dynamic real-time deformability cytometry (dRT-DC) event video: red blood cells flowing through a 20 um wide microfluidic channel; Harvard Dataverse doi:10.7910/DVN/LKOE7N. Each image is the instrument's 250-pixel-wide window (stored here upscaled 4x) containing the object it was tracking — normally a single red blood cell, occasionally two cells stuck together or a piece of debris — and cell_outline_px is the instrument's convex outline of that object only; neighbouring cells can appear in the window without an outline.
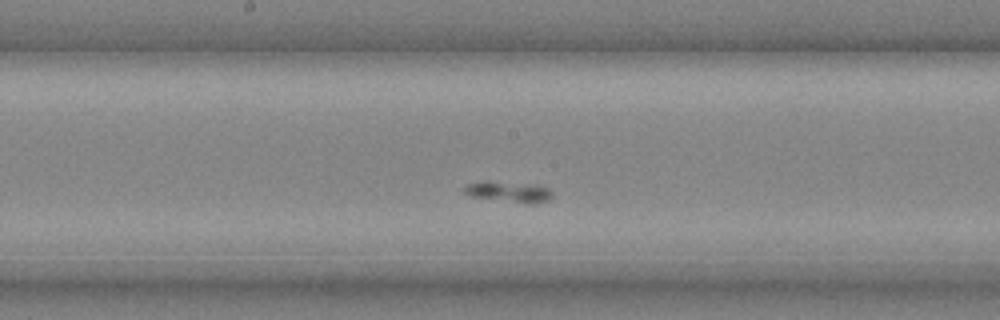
{"species": "common noctule bat (a hibernating species)", "species_latin": "Nyctalus noctula", "temperature_condition": "cold", "stored_images_in_passage": 25, "camera_frame_rate_fps": 3000, "um_per_image_px": 0.085, "animal": {"sex": "male", "body_mass_g": 20.4}, "frame": {"image": 1, "passage_image": 11, "time_ms": 3.333, "image_size_px": [1000, 320], "cell_outline_px": [[552, 196], [548, 200], [536, 204], [528, 204], [472, 196], [464, 192], [464, 188], [468, 184], [484, 180], [488, 180], [536, 184], [548, 188], [552, 192]], "centroid_in_image_um": [43.29, 16.28], "position_along_channel_um": 204.9, "area_um2": 10.81}}
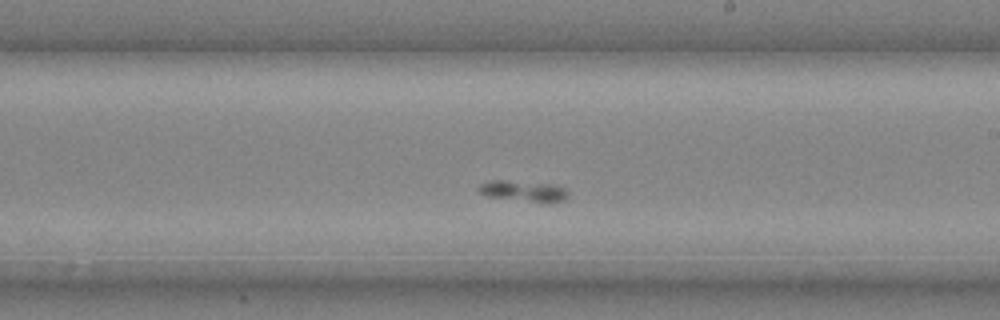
{"frame": {"image": 2, "passage_image": 13, "time_ms": 4.0, "image_size_px": [1000, 320], "cell_outline_px": [[568, 196], [564, 200], [548, 204], [544, 204], [488, 196], [480, 192], [476, 188], [480, 184], [492, 180], [504, 180], [552, 184], [564, 188], [568, 192]], "centroid_in_image_um": [44.53, 16.26], "position_along_channel_um": 244.5, "area_um2": 11.1}}
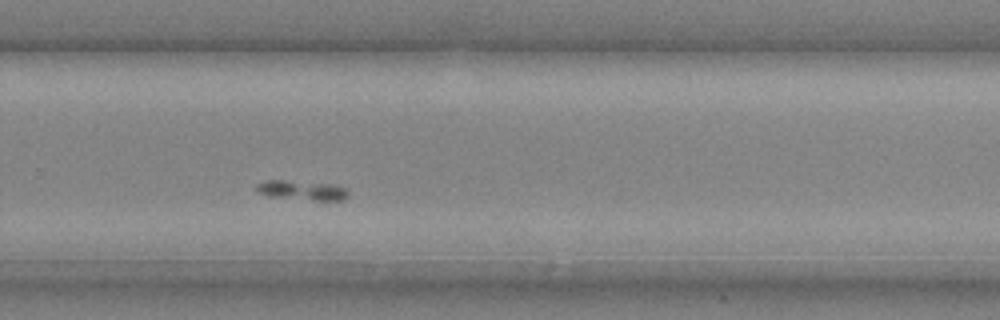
{"frame": {"image": 3, "passage_image": 16, "time_ms": 5.0, "image_size_px": [1000, 320], "cell_outline_px": [[348, 196], [344, 200], [316, 200], [272, 196], [260, 192], [256, 188], [256, 184], [268, 180], [284, 180], [336, 184], [344, 188], [348, 192]], "centroid_in_image_um": [25.73, 16.16], "position_along_channel_um": 304.1, "area_um2": 10.23}}